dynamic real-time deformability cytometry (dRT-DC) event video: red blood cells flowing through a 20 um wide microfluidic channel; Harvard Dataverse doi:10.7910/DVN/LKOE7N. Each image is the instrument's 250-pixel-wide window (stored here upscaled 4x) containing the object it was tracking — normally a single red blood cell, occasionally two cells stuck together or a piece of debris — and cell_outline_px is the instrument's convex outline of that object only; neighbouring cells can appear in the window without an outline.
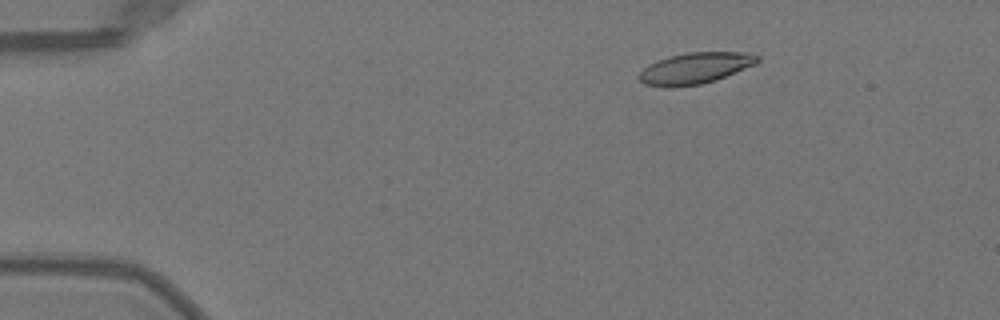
{"species": "Egyptian fruit bat (a non-hibernating species)", "species_latin": "Rousettus aegyptiacus", "temperature_condition": "warm", "stored_images_in_passage": 52, "camera_frame_rate_fps": 3000, "um_per_image_px": 0.085, "animal": {"sex": "female"}, "frame": {"image": 1, "passage_image": 9, "time_ms": 2.667, "image_size_px": [1000, 320], "cell_outline_px": [[760, 60], [756, 64], [716, 80], [700, 84], [672, 88], [664, 88], [644, 84], [640, 80], [640, 72], [644, 68], [656, 60], [688, 52], [748, 52], [760, 56]], "centroid_in_image_um": [59.11, 5.8], "position_along_channel_um": 25.9, "area_um2": 21.62}}
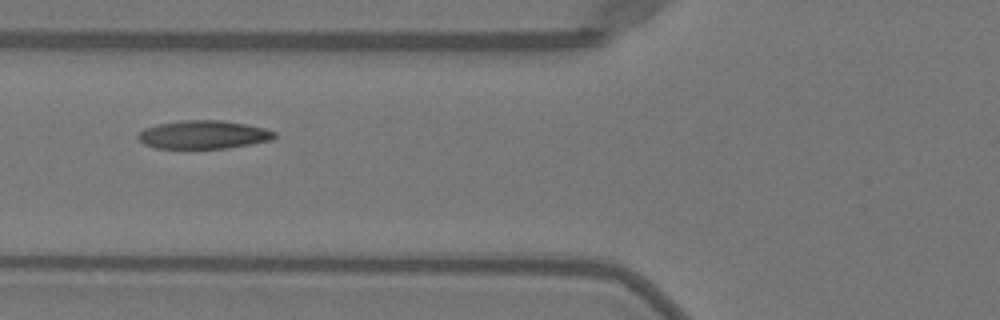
{"frame": {"image": 2, "passage_image": 21, "time_ms": 6.667, "image_size_px": [1000, 320], "cell_outline_px": [[276, 136], [272, 140], [224, 148], [156, 148], [144, 144], [136, 136], [144, 128], [156, 124], [180, 120], [220, 120], [248, 124], [264, 128], [276, 132]], "centroid_in_image_um": [17.27, 11.43], "position_along_channel_um": 108.5, "area_um2": 22.48}}
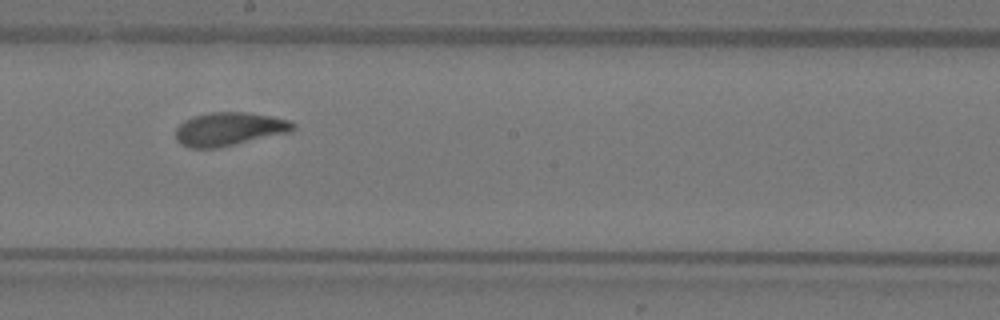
{"frame": {"image": 3, "passage_image": 30, "time_ms": 9.667, "image_size_px": [1000, 320], "cell_outline_px": [[296, 128], [288, 132], [216, 148], [188, 148], [180, 144], [176, 140], [176, 128], [184, 120], [192, 116], [208, 112], [248, 112], [272, 116], [288, 120], [296, 124]], "centroid_in_image_um": [19.44, 10.95], "position_along_channel_um": 228.8, "area_um2": 22.83}, "authors_computed_cell_mechanics": {"area_um2": 22.253, "velocity_mm_per_s": 4.006, "shape_relaxation_time_tau1_ms": 4.4447, "shape_relaxation_time_tau2_ms": 1.83, "deformation_change_tau1": 0.1838, "deformation_change_tau2": 0.0599}}